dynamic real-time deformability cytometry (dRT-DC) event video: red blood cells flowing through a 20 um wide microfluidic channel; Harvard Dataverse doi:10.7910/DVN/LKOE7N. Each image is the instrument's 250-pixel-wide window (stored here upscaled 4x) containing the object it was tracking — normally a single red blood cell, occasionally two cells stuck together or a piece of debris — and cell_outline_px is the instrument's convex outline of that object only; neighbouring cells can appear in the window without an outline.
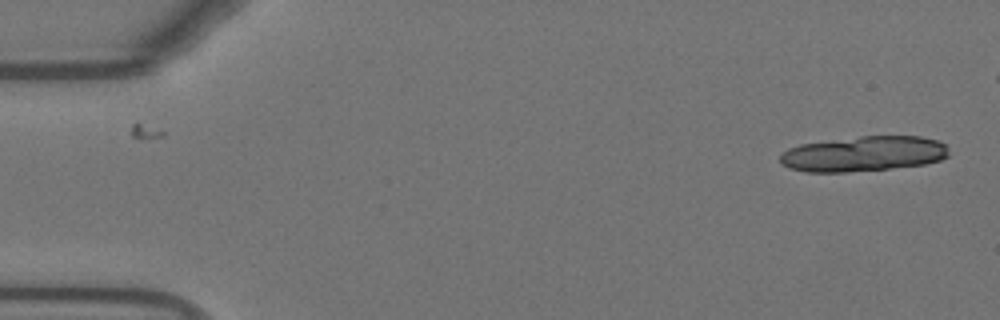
{"species": "Egyptian fruit bat (a non-hibernating species)", "species_latin": "Rousettus aegyptiacus", "temperature_condition": "warm", "stored_images_in_passage": 3, "camera_frame_rate_fps": 3000, "um_per_image_px": 0.085, "animal": {"sex": "female"}, "frame": {"image": 1, "passage_image": 1, "time_ms": 0.0, "image_size_px": [1000, 320], "cell_outline_px": [[948, 156], [940, 160], [924, 164], [892, 168], [844, 172], [804, 172], [788, 168], [780, 164], [780, 152], [788, 148], [800, 144], [860, 136], [920, 136], [940, 140], [948, 148]], "centroid_in_image_um": [73.37, 13.07], "position_along_channel_um": 11.6, "area_um2": 34.91}}